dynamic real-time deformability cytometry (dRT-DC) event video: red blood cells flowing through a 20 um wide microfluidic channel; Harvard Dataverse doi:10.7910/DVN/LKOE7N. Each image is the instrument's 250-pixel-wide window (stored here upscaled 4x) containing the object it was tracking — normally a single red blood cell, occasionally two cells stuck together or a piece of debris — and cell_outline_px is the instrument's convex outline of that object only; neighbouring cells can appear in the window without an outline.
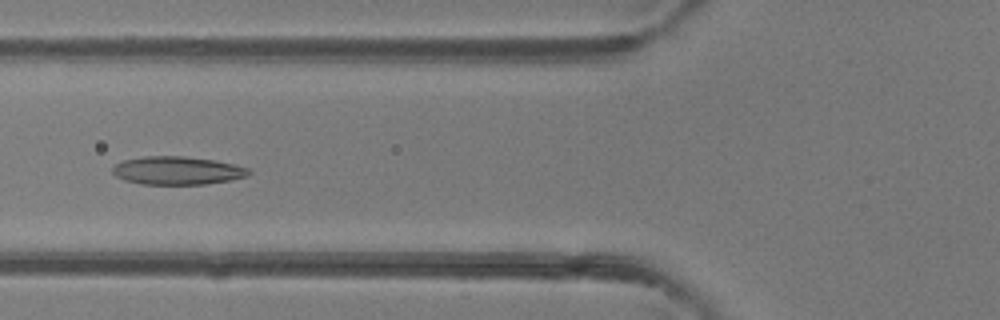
{"species": "common noctule bat (a hibernating species)", "species_latin": "Nyctalus noctula", "temperature_condition": "room temperature", "stored_images_in_passage": 48, "camera_frame_rate_fps": 3000, "um_per_image_px": 0.085, "animal": {"sex": "female"}, "frame": {"image": 1, "passage_image": 19, "time_ms": 6.0, "image_size_px": [1000, 320], "cell_outline_px": [[252, 172], [248, 176], [228, 180], [204, 184], [140, 184], [124, 180], [116, 176], [112, 172], [112, 168], [116, 164], [124, 160], [144, 156], [184, 156], [216, 160], [248, 168]], "centroid_in_image_um": [15.06, 14.49], "position_along_channel_um": 110.7, "area_um2": 22.31}}
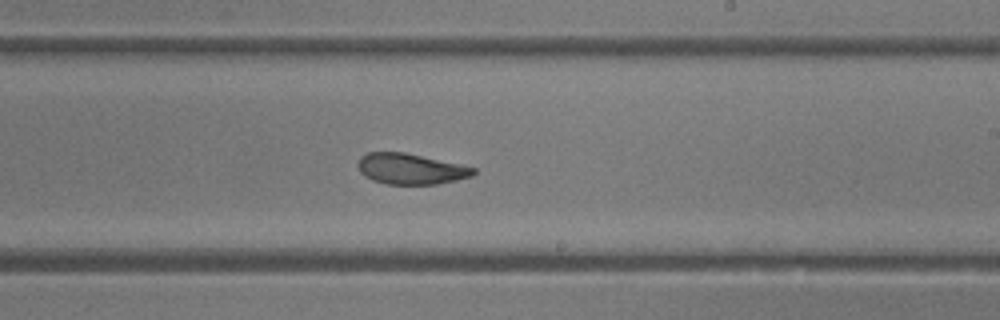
{"frame": {"image": 2, "passage_image": 29, "time_ms": 9.333, "image_size_px": [1000, 320], "cell_outline_px": [[476, 172], [472, 176], [456, 180], [436, 184], [384, 184], [372, 180], [360, 172], [356, 164], [360, 156], [368, 152], [404, 152], [460, 164], [476, 168]], "centroid_in_image_um": [34.88, 14.35], "position_along_channel_um": 254.1, "area_um2": 20.75}}
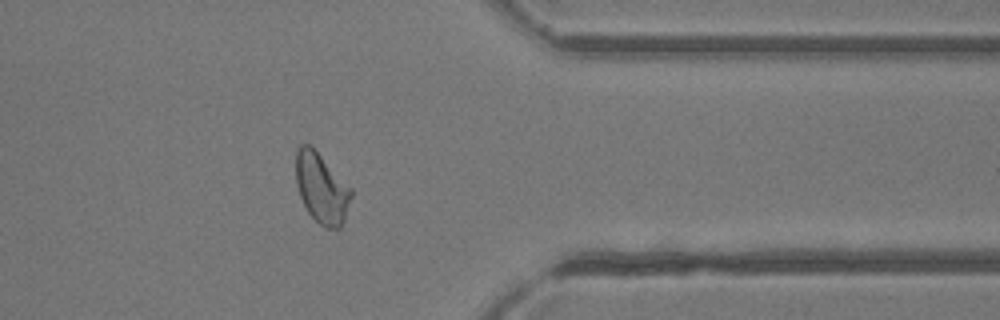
{"frame": {"image": 3, "passage_image": 39, "time_ms": 12.667, "image_size_px": [1000, 320], "cell_outline_px": [[352, 196], [344, 220], [340, 228], [324, 228], [308, 212], [300, 196], [296, 184], [296, 152], [300, 144], [308, 144], [352, 188]], "centroid_in_image_um": [27.33, 16.02], "position_along_channel_um": 384.1, "area_um2": 22.2}, "authors_computed_cell_mechanics": {"area_um2": 23.12, "velocity_mm_per_s": 4.3043, "shape_relaxation_time_tau1_ms": 5.5991, "shape_relaxation_time_tau2_ms": 1.7515, "deformation_change_tau1": 0.1732, "deformation_change_tau2": 0.0757}}